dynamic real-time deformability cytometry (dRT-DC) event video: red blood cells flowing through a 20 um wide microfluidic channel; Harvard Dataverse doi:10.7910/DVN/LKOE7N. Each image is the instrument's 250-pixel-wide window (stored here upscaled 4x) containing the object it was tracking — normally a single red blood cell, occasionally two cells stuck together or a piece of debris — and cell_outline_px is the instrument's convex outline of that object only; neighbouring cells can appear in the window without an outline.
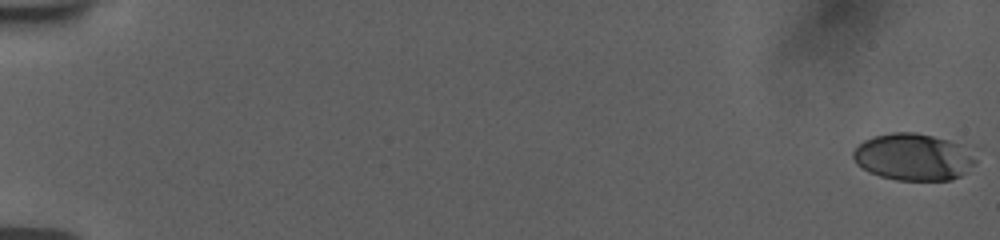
{"species": "human", "species_latin": "Homo sapiens", "temperature_condition": "room temperature", "stored_images_in_passage": 57, "camera_frame_rate_fps": 3000, "um_per_image_px": 0.085, "donor": {"sex": "female"}, "frame": {"image": 1, "passage_image": 1, "time_ms": 0.0, "image_size_px": [1000, 240], "cell_outline_px": [[980, 148], [976, 164], [968, 172], [952, 180], [896, 180], [880, 176], [868, 172], [856, 164], [852, 156], [852, 152], [864, 140], [872, 136], [892, 132], [916, 132]], "centroid_in_image_um": [77.76, 13.33], "position_along_channel_um": 7.2, "area_um2": 34.62}}
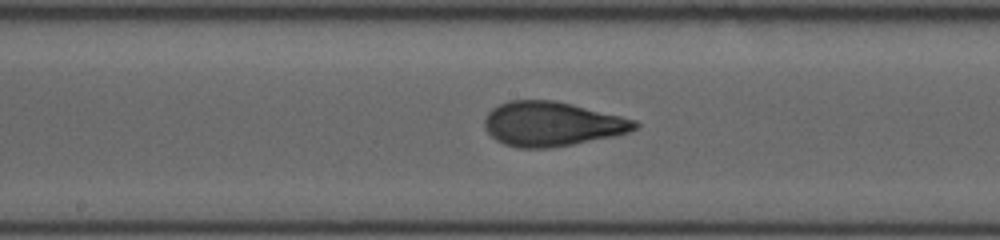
{"frame": {"image": 2, "passage_image": 32, "time_ms": 10.333, "image_size_px": [1000, 240], "cell_outline_px": [[640, 124], [636, 128], [628, 132], [612, 136], [572, 144], [548, 148], [516, 148], [504, 144], [496, 140], [484, 128], [484, 120], [488, 112], [492, 108], [500, 104], [512, 100], [552, 100], [572, 104], [636, 120]], "centroid_in_image_um": [46.88, 10.54], "position_along_channel_um": 201.3, "area_um2": 38.67}}
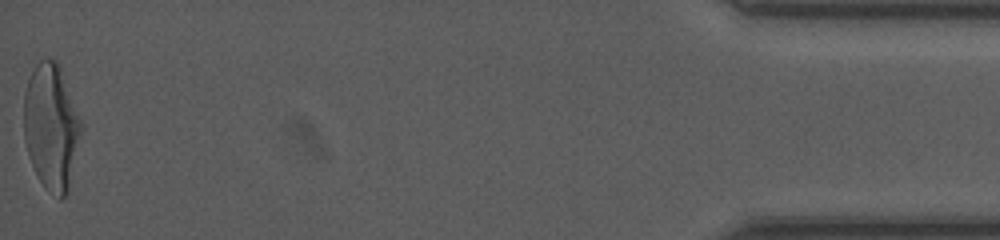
{"frame": {"image": 3, "passage_image": 57, "time_ms": 18.667, "image_size_px": [1000, 240], "cell_outline_px": [[84, 128], [68, 192], [60, 200], [44, 188], [28, 156], [24, 140], [24, 92], [32, 68], [40, 60], [48, 56], [56, 60], [60, 68], [84, 124]], "centroid_in_image_um": [4.38, 10.78], "position_along_channel_um": 430.8, "area_um2": 42.89}, "authors_computed_cell_mechanics": {"area_um2": 37.281, "velocity_mm_per_s": 3.7722, "shape_relaxation_time_tau1_ms": 3.8562, "shape_relaxation_time_tau2_ms": 0.9398, "deformation_change_tau1": 0.199, "deformation_change_tau2": 0.0649}}